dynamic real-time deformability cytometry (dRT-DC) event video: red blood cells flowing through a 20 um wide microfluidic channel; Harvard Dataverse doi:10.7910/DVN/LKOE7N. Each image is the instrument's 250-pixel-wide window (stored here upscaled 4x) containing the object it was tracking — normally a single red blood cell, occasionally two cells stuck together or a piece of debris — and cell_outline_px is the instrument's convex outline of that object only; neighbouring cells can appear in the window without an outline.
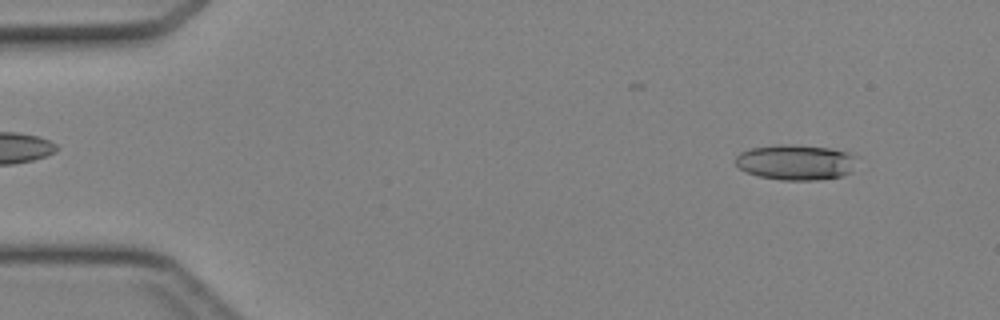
{"species": "Egyptian fruit bat (a non-hibernating species)", "species_latin": "Rousettus aegyptiacus", "temperature_condition": "cold", "stored_images_in_passage": 45, "camera_frame_rate_fps": 3000, "um_per_image_px": 0.085, "animal": {"sex": "female"}, "frame": {"image": 1, "passage_image": 4, "time_ms": 1.0, "image_size_px": [1000, 320], "cell_outline_px": [[860, 156], [852, 172], [840, 176], [816, 180], [780, 180], [760, 176], [748, 172], [740, 168], [736, 164], [736, 156], [740, 152], [752, 148], [780, 144], [788, 144], [832, 148], [848, 152]], "centroid_in_image_um": [67.71, 13.78], "position_along_channel_um": 17.3, "area_um2": 25.26}}
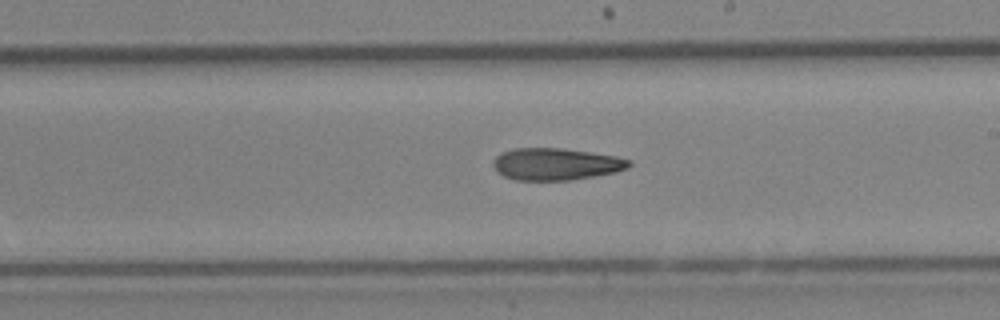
{"frame": {"image": 2, "passage_image": 26, "time_ms": 8.333, "image_size_px": [1000, 320], "cell_outline_px": [[632, 164], [628, 168], [616, 172], [568, 180], [516, 180], [504, 176], [496, 172], [492, 164], [492, 160], [500, 152], [516, 148], [560, 148], [616, 156], [628, 160]], "centroid_in_image_um": [47.19, 13.94], "position_along_channel_um": 241.8, "area_um2": 25.26}}
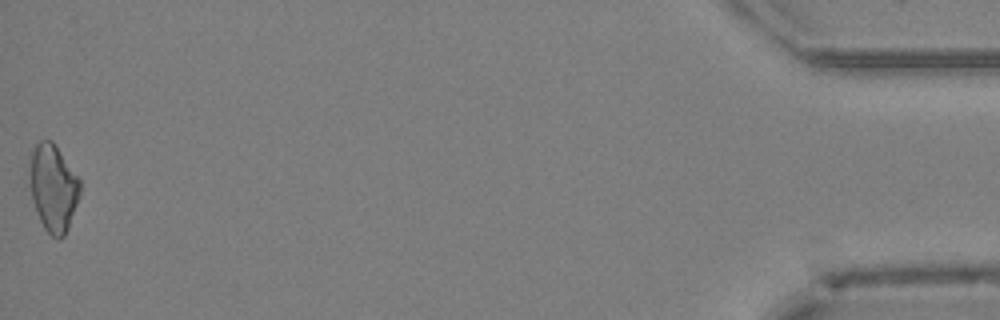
{"frame": {"image": 3, "passage_image": 45, "time_ms": 14.667, "image_size_px": [1000, 320], "cell_outline_px": [[80, 196], [68, 228], [64, 236], [60, 240], [52, 236], [44, 228], [40, 220], [32, 200], [28, 184], [28, 172], [32, 152], [36, 144], [40, 140], [52, 140], [80, 180]], "centroid_in_image_um": [4.5, 15.98], "position_along_channel_um": 430.7, "area_um2": 25.72}}